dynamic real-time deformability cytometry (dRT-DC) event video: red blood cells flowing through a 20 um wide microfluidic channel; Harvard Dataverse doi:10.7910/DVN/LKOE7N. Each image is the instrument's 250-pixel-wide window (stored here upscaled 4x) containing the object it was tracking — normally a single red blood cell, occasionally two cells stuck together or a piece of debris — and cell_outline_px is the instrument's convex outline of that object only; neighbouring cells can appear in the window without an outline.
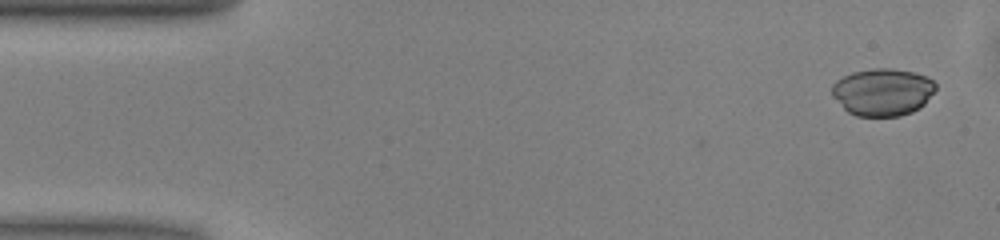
{"species": "common noctule bat (a hibernating species)", "species_latin": "Nyctalus noctula", "temperature_condition": "warm", "stored_images_in_passage": 49, "camera_frame_rate_fps": 3000, "um_per_image_px": 0.085, "animal": {"sex": "male", "body_mass_g": 13.0, "forearm_length_mm": 53.1}, "frame": {"image": 1, "passage_image": 1, "time_ms": 0.0, "image_size_px": [1000, 240], "cell_outline_px": [[936, 88], [924, 104], [920, 108], [912, 112], [900, 116], [856, 116], [848, 112], [832, 96], [832, 84], [836, 80], [852, 72], [872, 68], [892, 68], [916, 72], [928, 76], [936, 84]], "centroid_in_image_um": [75.03, 7.81], "position_along_channel_um": 10.0, "area_um2": 28.84}}
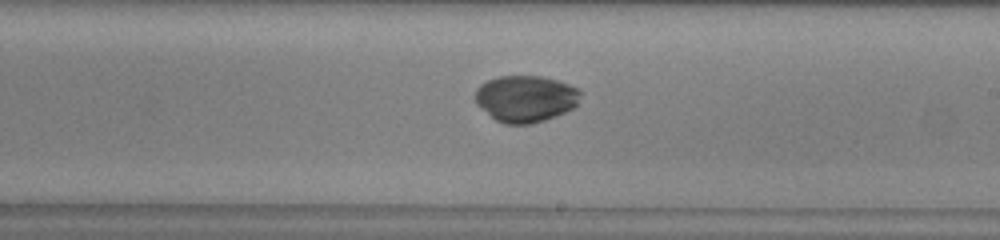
{"frame": {"image": 2, "passage_image": 27, "time_ms": 8.667, "image_size_px": [1000, 240], "cell_outline_px": [[580, 92], [576, 104], [572, 108], [556, 116], [532, 124], [504, 124], [496, 120], [476, 104], [476, 88], [480, 84], [488, 80], [500, 76], [544, 76], [580, 88]], "centroid_in_image_um": [44.66, 8.38], "position_along_channel_um": 244.3, "area_um2": 28.5}}
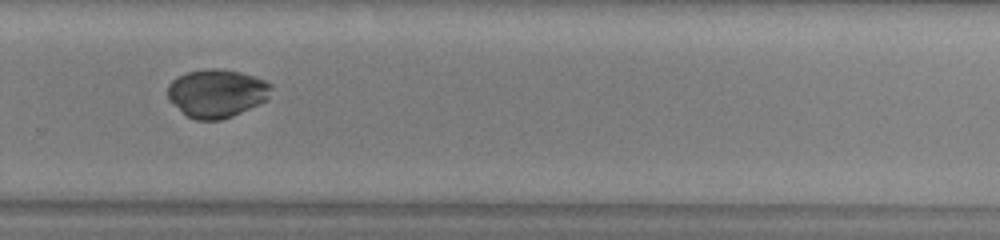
{"frame": {"image": 3, "passage_image": 32, "time_ms": 10.333, "image_size_px": [1000, 240], "cell_outline_px": [[272, 88], [268, 100], [260, 104], [232, 116], [220, 120], [196, 120], [188, 116], [168, 100], [168, 84], [176, 76], [188, 72], [208, 68], [220, 68], [240, 72], [264, 80], [272, 84]], "centroid_in_image_um": [18.43, 7.92], "position_along_channel_um": 311.4, "area_um2": 29.25}, "authors_computed_cell_mechanics": {"area_um2": 29.767, "velocity_mm_per_s": 4.0287, "shape_relaxation_time_tau1_ms": 6.6362, "shape_relaxation_time_tau2_ms": null, "deformation_change_tau1": 0.1079, "deformation_change_tau2": null}}